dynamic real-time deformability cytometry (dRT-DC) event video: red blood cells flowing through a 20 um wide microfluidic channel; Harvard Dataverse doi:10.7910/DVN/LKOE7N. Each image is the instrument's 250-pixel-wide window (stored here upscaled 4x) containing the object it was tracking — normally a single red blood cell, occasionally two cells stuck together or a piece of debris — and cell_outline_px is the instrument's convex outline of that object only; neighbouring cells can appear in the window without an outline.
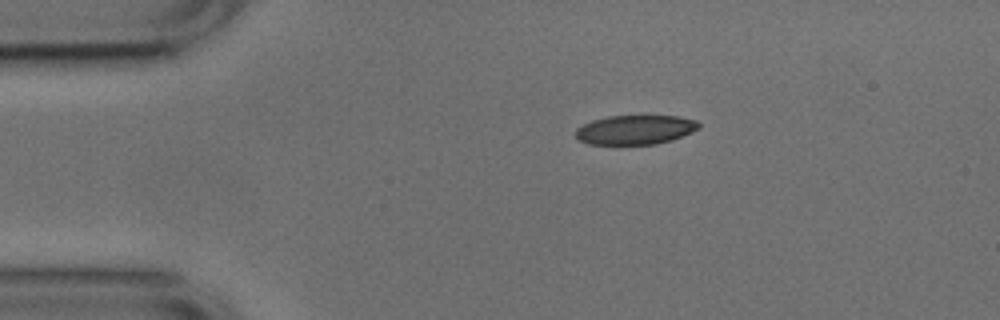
{"species": "common noctule bat (a hibernating species)", "species_latin": "Nyctalus noctula", "temperature_condition": "cold", "stored_images_in_passage": 44, "camera_frame_rate_fps": 3000, "um_per_image_px": 0.085, "animal": {"sex": "male", "body_mass_g": 17.9, "forearm_length_mm": 54.2}, "frame": {"image": 1, "passage_image": 1, "time_ms": 0.0, "image_size_px": [1000, 320], "cell_outline_px": [[700, 128], [692, 132], [672, 140], [656, 144], [588, 144], [580, 140], [576, 136], [576, 128], [592, 120], [608, 116], [676, 116], [696, 120], [700, 124]], "centroid_in_image_um": [54.01, 11.03], "position_along_channel_um": 31.0, "area_um2": 20.98}}
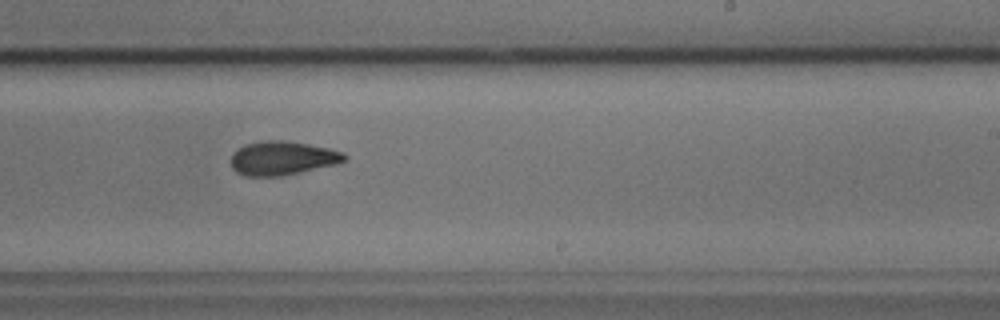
{"frame": {"image": 2, "passage_image": 23, "time_ms": 7.333, "image_size_px": [1000, 320], "cell_outline_px": [[348, 160], [336, 164], [300, 172], [280, 176], [244, 176], [236, 172], [232, 168], [232, 152], [244, 144], [264, 140], [280, 140], [308, 144], [328, 148], [344, 152], [348, 156]], "centroid_in_image_um": [24.01, 13.44], "position_along_channel_um": 265.0, "area_um2": 22.48}}
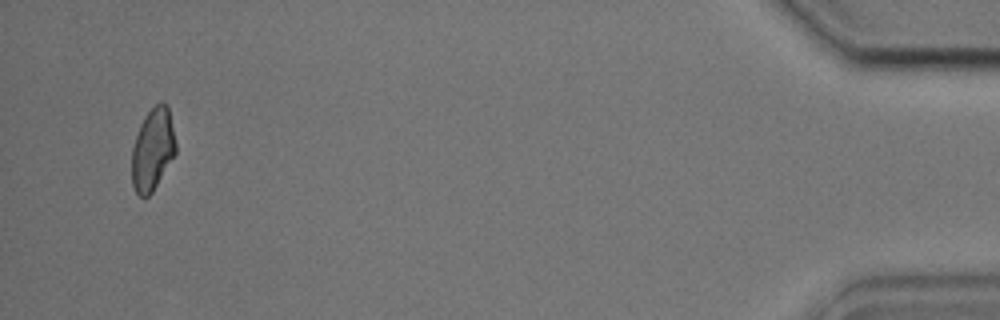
{"frame": {"image": 3, "passage_image": 42, "time_ms": 13.667, "image_size_px": [1000, 320], "cell_outline_px": [[176, 152], [152, 192], [148, 196], [140, 196], [136, 192], [132, 184], [132, 148], [140, 124], [144, 116], [160, 100], [164, 100], [168, 104], [176, 144]], "centroid_in_image_um": [12.98, 12.65], "position_along_channel_um": 422.2, "area_um2": 20.98}, "authors_computed_cell_mechanics": {"area_um2": 22.3397, "velocity_mm_per_s": 3.7703, "shape_relaxation_time_tau1_ms": 3.3248, "shape_relaxation_time_tau2_ms": 2.0541, "deformation_change_tau1": 0.1146, "deformation_change_tau2": 0.0832}}